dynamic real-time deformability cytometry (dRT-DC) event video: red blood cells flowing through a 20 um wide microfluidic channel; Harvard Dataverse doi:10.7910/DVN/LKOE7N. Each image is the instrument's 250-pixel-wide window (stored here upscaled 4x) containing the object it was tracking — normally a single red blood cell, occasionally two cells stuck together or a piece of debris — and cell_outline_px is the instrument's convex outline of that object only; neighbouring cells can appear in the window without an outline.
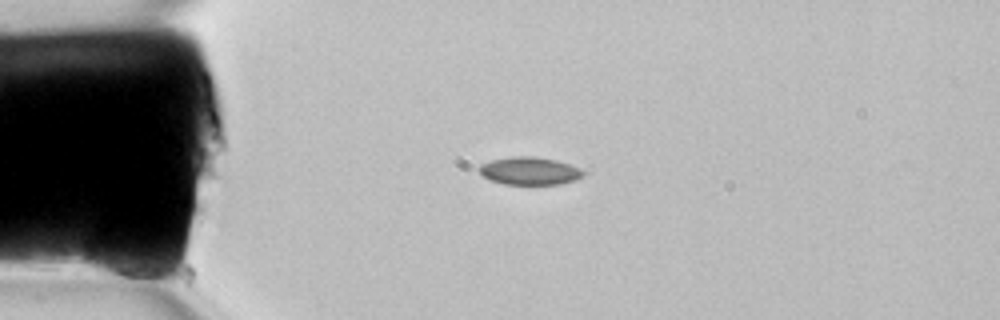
{"species": "common noctule bat (a hibernating species)", "species_latin": "Nyctalus noctula", "temperature_condition": "room temperature", "stored_images_in_passage": 4, "camera_frame_rate_fps": 3000, "um_per_image_px": 0.085, "animal": {"sex": "female", "body_mass_g": 22.7, "forearm_length_mm": 54.2}, "frame": {"image": 1, "passage_image": 1, "time_ms": 0.0, "image_size_px": [1000, 320], "cell_outline_px": [[156, 272], [136, 276], [112, 276], [92, 272], [84, 264], [84, 256], [92, 232], [96, 228], [100, 228], [156, 268]], "centroid_in_image_um": [9.65, 21.87], "position_along_channel_um": 75.3, "area_um2": 14.85}}